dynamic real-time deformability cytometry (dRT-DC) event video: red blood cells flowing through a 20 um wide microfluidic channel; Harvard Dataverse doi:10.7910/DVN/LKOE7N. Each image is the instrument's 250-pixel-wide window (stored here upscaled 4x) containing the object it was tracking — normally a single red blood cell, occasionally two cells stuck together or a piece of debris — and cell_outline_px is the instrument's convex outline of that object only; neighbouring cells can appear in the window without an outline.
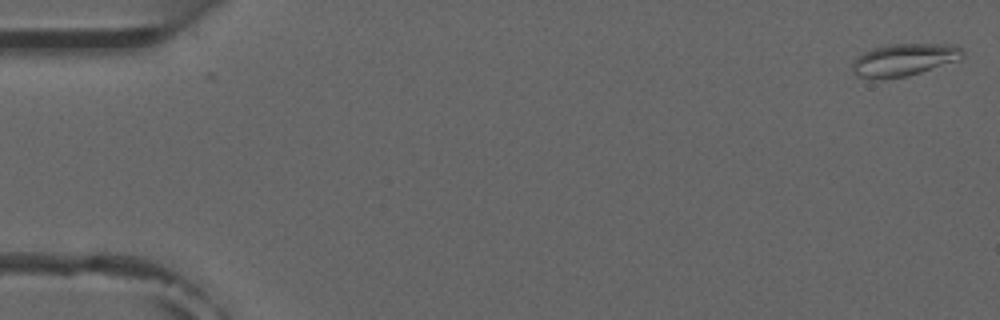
{"species": "common noctule bat (a hibernating species)", "species_latin": "Nyctalus noctula", "temperature_condition": "room temperature", "stored_images_in_passage": 3, "camera_frame_rate_fps": 3000, "um_per_image_px": 0.085, "animal": {"sex": "male", "forearm_length_mm": 52.5}, "frame": {"image": 1, "passage_image": 1, "time_ms": 0.0, "image_size_px": [1000, 320], "cell_outline_px": [[964, 56], [960, 60], [908, 76], [876, 80], [872, 80], [856, 76], [852, 72], [852, 60], [856, 56], [872, 48], [888, 44], [956, 44], [964, 52]], "centroid_in_image_um": [76.81, 5.09], "position_along_channel_um": 8.2, "area_um2": 21.33}}